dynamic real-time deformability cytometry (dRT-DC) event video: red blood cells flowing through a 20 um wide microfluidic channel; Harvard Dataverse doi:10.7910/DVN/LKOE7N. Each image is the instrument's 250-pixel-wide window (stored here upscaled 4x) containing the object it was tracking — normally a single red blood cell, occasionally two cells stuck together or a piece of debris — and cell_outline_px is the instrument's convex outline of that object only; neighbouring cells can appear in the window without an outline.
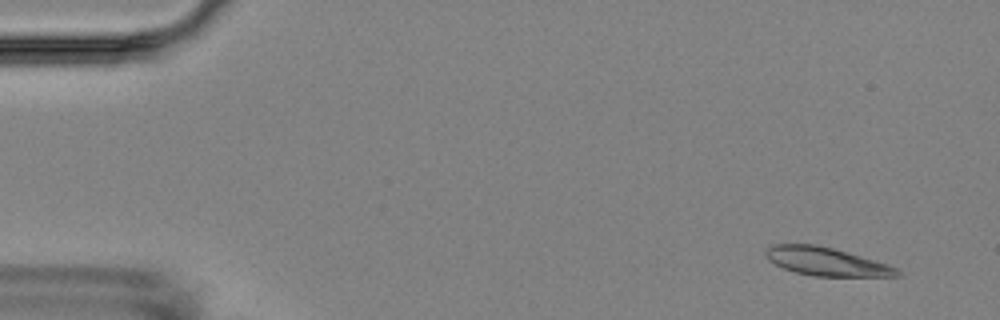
{"species": "Egyptian fruit bat (a non-hibernating species)", "species_latin": "Rousettus aegyptiacus", "temperature_condition": "room temperature", "stored_images_in_passage": 5, "camera_frame_rate_fps": 3000, "um_per_image_px": 0.085, "animal": {"sex": "female"}, "frame": {"image": 1, "passage_image": 1, "time_ms": 0.0, "image_size_px": [1000, 320], "cell_outline_px": [[900, 276], [812, 276], [796, 272], [784, 268], [768, 260], [764, 252], [764, 248], [772, 244], [816, 244], [848, 252], [888, 264], [896, 268], [900, 272]], "centroid_in_image_um": [70.19, 22.22], "position_along_channel_um": 14.8, "area_um2": 21.62}}
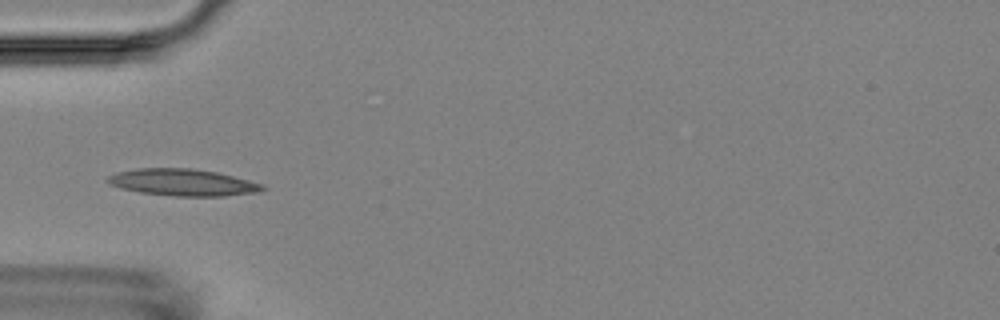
{"frame": {"image": 2, "passage_image": 5, "time_ms": 4.667, "image_size_px": [1000, 320], "cell_outline_px": [[268, 188], [260, 192], [224, 196], [176, 196], [140, 192], [120, 188], [108, 184], [104, 180], [108, 176], [116, 172], [136, 168], [192, 168], [216, 172], [264, 184]], "centroid_in_image_um": [15.52, 15.5], "position_along_channel_um": 69.5, "area_um2": 24.39}}